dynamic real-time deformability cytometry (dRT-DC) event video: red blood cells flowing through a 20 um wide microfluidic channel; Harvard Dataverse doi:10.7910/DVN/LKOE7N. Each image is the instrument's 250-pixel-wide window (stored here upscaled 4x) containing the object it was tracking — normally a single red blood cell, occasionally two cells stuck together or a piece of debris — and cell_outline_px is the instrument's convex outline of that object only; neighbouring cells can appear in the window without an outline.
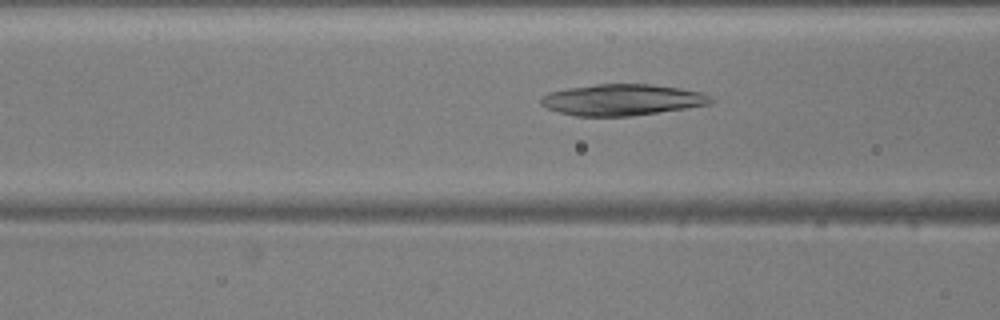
{"species": "common noctule bat (a hibernating species)", "species_latin": "Nyctalus noctula", "temperature_condition": "warm", "stored_images_in_passage": 43, "camera_frame_rate_fps": 3000, "um_per_image_px": 0.085, "animal": {"sex": "male", "body_mass_g": 20.5, "forearm_length_mm": 52.5}, "frame": {"image": 1, "passage_image": 11, "time_ms": 3.333, "image_size_px": [1000, 320], "cell_outline_px": [[712, 104], [628, 116], [576, 116], [560, 112], [548, 108], [540, 104], [540, 100], [548, 92], [568, 88], [596, 84], [652, 84], [680, 88], [700, 92], [708, 96], [712, 100]], "centroid_in_image_um": [52.85, 8.47], "position_along_channel_um": 113.7, "area_um2": 30.58}}
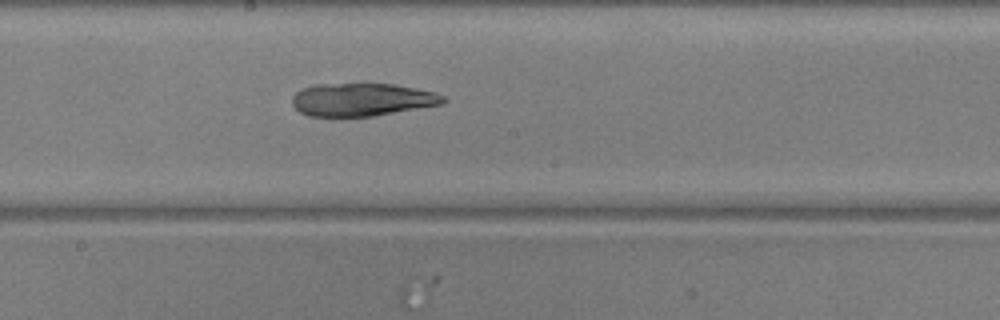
{"frame": {"image": 2, "passage_image": 19, "time_ms": 6.0, "image_size_px": [1000, 320], "cell_outline_px": [[448, 100], [444, 104], [372, 116], [332, 120], [308, 116], [300, 112], [292, 104], [292, 96], [296, 92], [304, 88], [316, 84], [360, 80], [364, 80], [396, 84], [436, 92], [444, 96]], "centroid_in_image_um": [30.73, 8.45], "position_along_channel_um": 217.5, "area_um2": 31.15}}
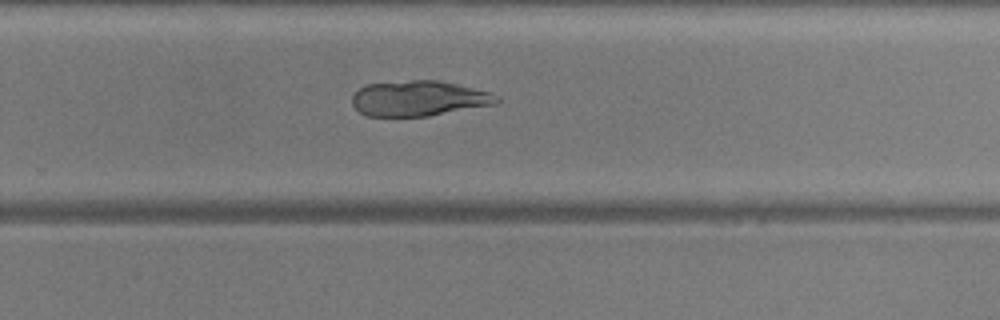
{"frame": {"image": 3, "passage_image": 25, "time_ms": 8.0, "image_size_px": [1000, 320], "cell_outline_px": [[500, 100], [496, 104], [428, 116], [364, 116], [352, 104], [352, 96], [364, 84], [412, 80], [436, 80], [456, 84], [492, 92], [500, 96]], "centroid_in_image_um": [35.61, 8.36], "position_along_channel_um": 294.2, "area_um2": 29.88}}